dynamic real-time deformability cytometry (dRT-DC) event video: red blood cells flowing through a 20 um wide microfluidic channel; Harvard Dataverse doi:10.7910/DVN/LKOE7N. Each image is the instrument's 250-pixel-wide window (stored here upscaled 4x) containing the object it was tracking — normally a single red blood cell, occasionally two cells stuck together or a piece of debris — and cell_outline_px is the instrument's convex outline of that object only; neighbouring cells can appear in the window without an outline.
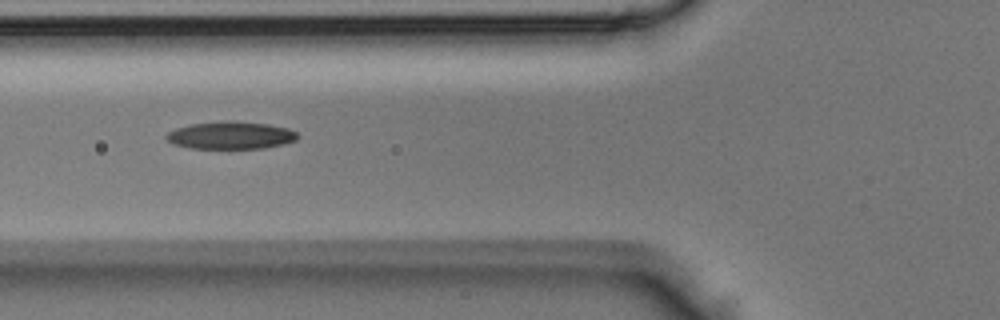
{"species": "Egyptian fruit bat (a non-hibernating species)", "species_latin": "Rousettus aegyptiacus", "temperature_condition": "room temperature", "stored_images_in_passage": 4, "camera_frame_rate_fps": 3000, "um_per_image_px": 0.085, "animal": {"sex": "male"}, "frame": {"image": 1, "passage_image": 3, "time_ms": 0.667, "image_size_px": [1000, 320], "cell_outline_px": [[300, 136], [296, 140], [284, 144], [264, 148], [192, 148], [176, 144], [168, 140], [164, 136], [168, 132], [176, 128], [188, 124], [224, 120], [232, 120], [268, 124], [288, 128], [296, 132]], "centroid_in_image_um": [19.63, 11.48], "position_along_channel_um": 106.2, "area_um2": 21.15}}
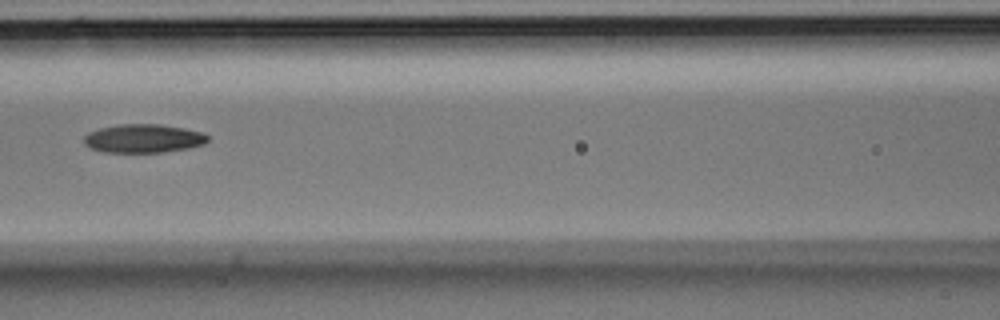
{"frame": {"image": 2, "passage_image": 4, "time_ms": 1.0, "image_size_px": [1000, 320], "cell_outline_px": [[208, 140], [204, 144], [188, 148], [164, 152], [104, 152], [88, 148], [84, 144], [84, 136], [88, 132], [100, 128], [120, 124], [160, 124], [184, 128], [204, 132], [208, 136]], "centroid_in_image_um": [12.18, 11.77], "position_along_channel_um": 154.4, "area_um2": 20.75}}